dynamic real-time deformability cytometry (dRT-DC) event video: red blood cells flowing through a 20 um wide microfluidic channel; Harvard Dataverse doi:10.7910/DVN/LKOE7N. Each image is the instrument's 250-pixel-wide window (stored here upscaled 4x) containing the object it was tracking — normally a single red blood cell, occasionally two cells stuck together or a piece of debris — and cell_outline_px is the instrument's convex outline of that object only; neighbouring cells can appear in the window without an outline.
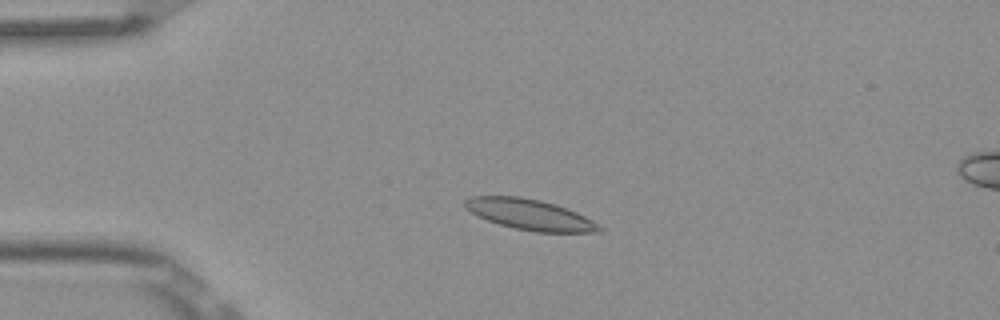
{"species": "Egyptian fruit bat (a non-hibernating species)", "species_latin": "Rousettus aegyptiacus", "temperature_condition": "room temperature", "stored_images_in_passage": 6, "camera_frame_rate_fps": 3000, "um_per_image_px": 0.085, "frame": {"image": 1, "passage_image": 4, "time_ms": 1.0, "image_size_px": [1000, 320], "cell_outline_px": [[604, 228], [600, 232], [536, 232], [516, 228], [500, 224], [488, 220], [464, 208], [464, 200], [472, 196], [520, 196], [540, 200], [576, 212], [592, 220]], "centroid_in_image_um": [45.04, 18.23], "position_along_channel_um": 40.0, "area_um2": 23.64}}